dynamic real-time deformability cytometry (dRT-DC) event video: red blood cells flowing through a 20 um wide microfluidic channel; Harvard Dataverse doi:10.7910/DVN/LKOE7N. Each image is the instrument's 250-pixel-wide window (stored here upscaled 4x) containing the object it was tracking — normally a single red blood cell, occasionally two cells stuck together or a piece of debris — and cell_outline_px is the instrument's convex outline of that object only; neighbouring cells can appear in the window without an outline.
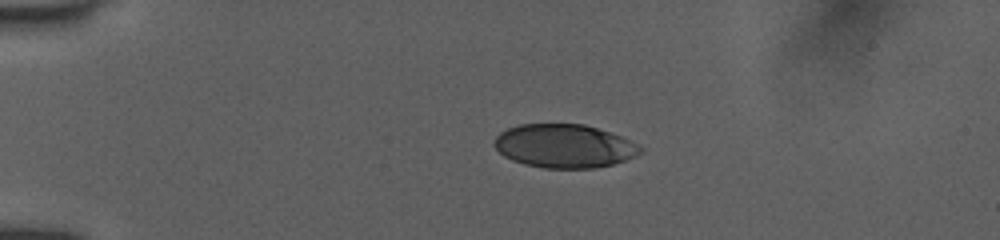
{"species": "human", "species_latin": "Homo sapiens", "temperature_condition": "room temperature", "stored_images_in_passage": 8, "camera_frame_rate_fps": 3000, "um_per_image_px": 0.085, "donor": {"sex": "female"}, "frame": {"image": 1, "passage_image": 1, "time_ms": 0.0, "image_size_px": [1000, 240], "cell_outline_px": [[644, 152], [636, 156], [612, 164], [592, 168], [544, 168], [524, 164], [512, 160], [504, 156], [492, 144], [496, 136], [500, 132], [508, 128], [520, 124], [584, 124], [620, 136], [644, 148]], "centroid_in_image_um": [47.94, 12.41], "position_along_channel_um": 37.1, "area_um2": 36.93}}
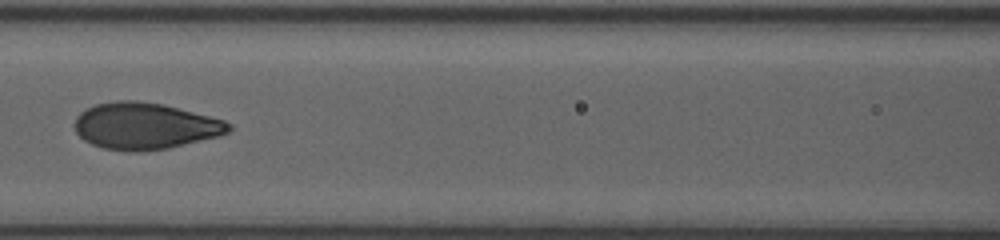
{"frame": {"image": 2, "passage_image": 5, "time_ms": 4.333, "image_size_px": [1000, 240], "cell_outline_px": [[232, 128], [228, 132], [220, 136], [168, 148], [140, 152], [132, 152], [104, 148], [92, 144], [84, 140], [76, 132], [72, 124], [76, 116], [80, 112], [96, 104], [116, 100], [136, 100], [160, 104], [224, 120], [232, 124]], "centroid_in_image_um": [12.29, 10.72], "position_along_channel_um": 154.3, "area_um2": 41.79}}
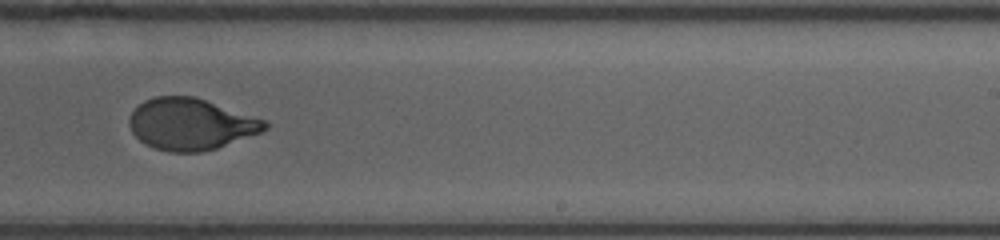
{"frame": {"image": 3, "passage_image": 8, "time_ms": 7.333, "image_size_px": [1000, 240], "cell_outline_px": [[268, 128], [260, 132], [216, 148], [200, 152], [168, 152], [144, 144], [132, 132], [128, 124], [128, 120], [132, 112], [144, 100], [156, 96], [192, 96], [268, 120]], "centroid_in_image_um": [16.2, 10.55], "position_along_channel_um": 272.8, "area_um2": 40.52}}